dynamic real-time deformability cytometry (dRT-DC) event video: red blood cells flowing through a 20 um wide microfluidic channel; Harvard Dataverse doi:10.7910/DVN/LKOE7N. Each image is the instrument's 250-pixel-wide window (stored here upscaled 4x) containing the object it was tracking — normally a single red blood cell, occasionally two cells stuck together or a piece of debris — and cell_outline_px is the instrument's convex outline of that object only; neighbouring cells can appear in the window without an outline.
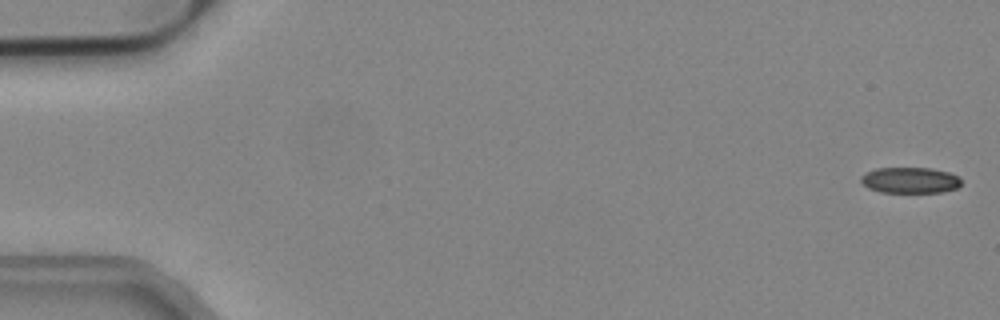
{"species": "common noctule bat (a hibernating species)", "species_latin": "Nyctalus noctula", "temperature_condition": "cold", "stored_images_in_passage": 50, "camera_frame_rate_fps": 3000, "um_per_image_px": 0.085, "animal": {"sex": "male", "body_mass_g": 19.2, "forearm_length_mm": 51.8}, "frame": {"image": 1, "passage_image": 2, "time_ms": 0.333, "image_size_px": [1000, 320], "cell_outline_px": [[960, 184], [956, 188], [944, 192], [880, 192], [868, 188], [860, 180], [860, 176], [876, 168], [932, 168], [948, 172], [960, 176]], "centroid_in_image_um": [77.36, 15.31], "position_along_channel_um": 7.6, "area_um2": 15.14}}
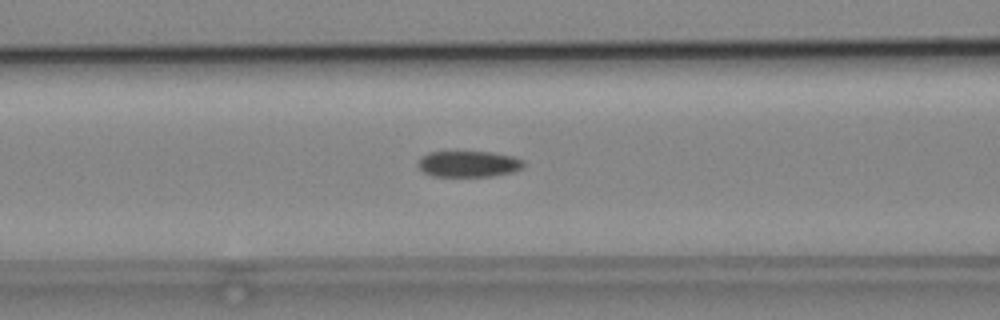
{"frame": {"image": 2, "passage_image": 23, "time_ms": 7.333, "image_size_px": [1000, 320], "cell_outline_px": [[524, 168], [512, 172], [492, 176], [432, 176], [424, 172], [416, 164], [420, 156], [428, 152], [456, 148], [492, 152], [512, 156], [524, 160]], "centroid_in_image_um": [39.77, 13.87], "position_along_channel_um": 126.8, "area_um2": 17.11}}
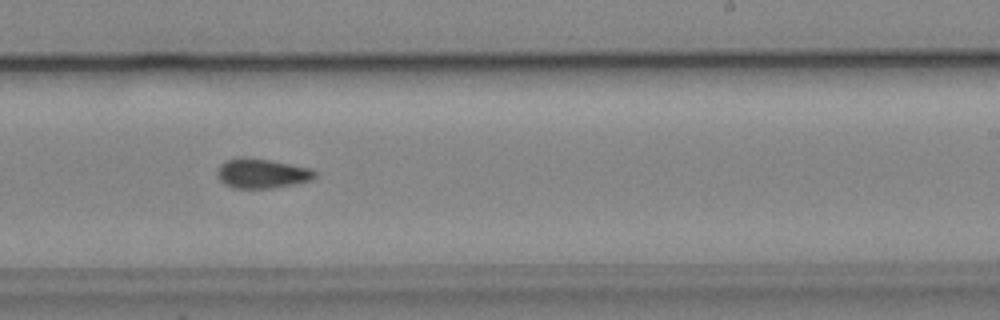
{"frame": {"image": 3, "passage_image": 34, "time_ms": 11.0, "image_size_px": [1000, 320], "cell_outline_px": [[316, 176], [312, 180], [292, 184], [268, 188], [232, 188], [224, 184], [216, 176], [216, 172], [220, 164], [228, 160], [240, 156], [248, 156], [272, 160], [312, 168], [316, 172]], "centroid_in_image_um": [22.24, 14.72], "position_along_channel_um": 266.8, "area_um2": 17.11}}